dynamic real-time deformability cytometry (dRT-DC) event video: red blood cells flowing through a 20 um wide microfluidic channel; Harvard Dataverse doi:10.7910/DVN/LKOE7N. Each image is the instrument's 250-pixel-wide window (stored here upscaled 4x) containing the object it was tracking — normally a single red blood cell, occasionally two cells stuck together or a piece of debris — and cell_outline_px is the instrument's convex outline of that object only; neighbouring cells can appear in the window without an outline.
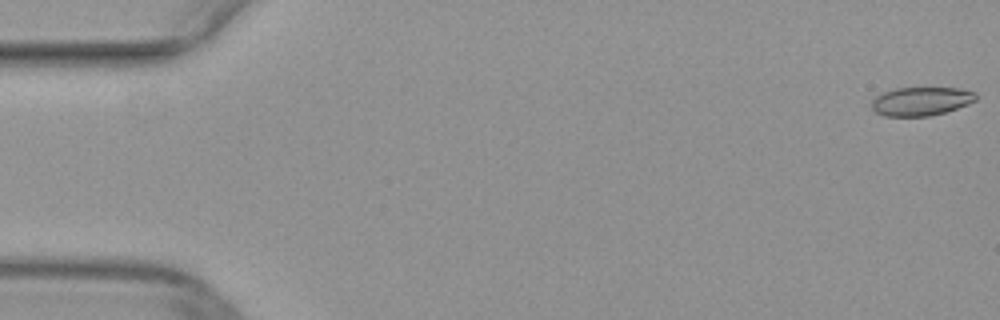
{"species": "common noctule bat (a hibernating species)", "species_latin": "Nyctalus noctula", "temperature_condition": "warm", "stored_images_in_passage": 6, "camera_frame_rate_fps": 3000, "um_per_image_px": 0.085, "animal": {"sex": "female", "body_mass_g": 29.2, "forearm_length_mm": 56.3}, "frame": {"image": 1, "passage_image": 1, "time_ms": 0.0, "image_size_px": [1000, 320], "cell_outline_px": [[976, 100], [968, 104], [944, 112], [928, 116], [884, 116], [876, 112], [872, 108], [872, 100], [876, 96], [884, 92], [896, 88], [960, 88], [976, 92]], "centroid_in_image_um": [78.29, 8.6], "position_along_channel_um": 6.7, "area_um2": 17.28}}